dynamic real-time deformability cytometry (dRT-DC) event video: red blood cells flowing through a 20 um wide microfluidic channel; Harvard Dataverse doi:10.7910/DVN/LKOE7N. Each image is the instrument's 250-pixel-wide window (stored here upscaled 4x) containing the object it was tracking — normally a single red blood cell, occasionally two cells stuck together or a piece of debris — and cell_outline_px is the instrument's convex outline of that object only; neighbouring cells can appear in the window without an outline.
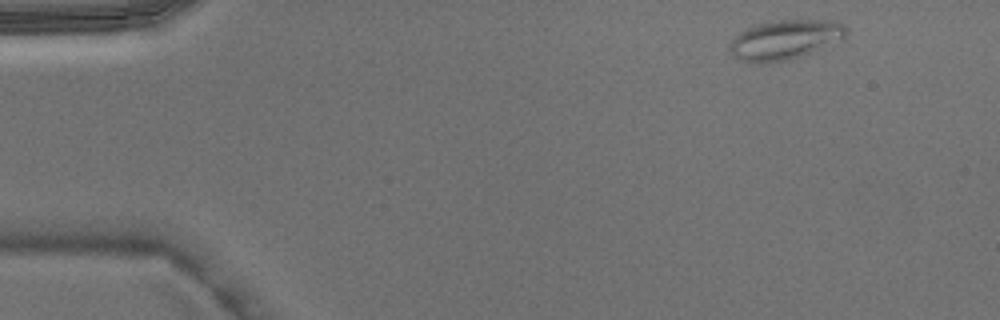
{"species": "Egyptian fruit bat (a non-hibernating species)", "species_latin": "Rousettus aegyptiacus", "temperature_condition": "warm", "stored_images_in_passage": 3, "camera_frame_rate_fps": 3000, "um_per_image_px": 0.085, "animal": {"sex": "male"}, "frame": {"image": 1, "passage_image": 3, "time_ms": 0.667, "image_size_px": [1000, 320], "cell_outline_px": [[848, 32], [844, 40], [812, 52], [788, 60], [764, 64], [760, 64], [740, 60], [728, 52], [728, 44], [744, 28], [756, 24], [776, 20], [836, 20], [848, 28]], "centroid_in_image_um": [66.73, 3.38], "position_along_channel_um": 18.3, "area_um2": 27.46}}